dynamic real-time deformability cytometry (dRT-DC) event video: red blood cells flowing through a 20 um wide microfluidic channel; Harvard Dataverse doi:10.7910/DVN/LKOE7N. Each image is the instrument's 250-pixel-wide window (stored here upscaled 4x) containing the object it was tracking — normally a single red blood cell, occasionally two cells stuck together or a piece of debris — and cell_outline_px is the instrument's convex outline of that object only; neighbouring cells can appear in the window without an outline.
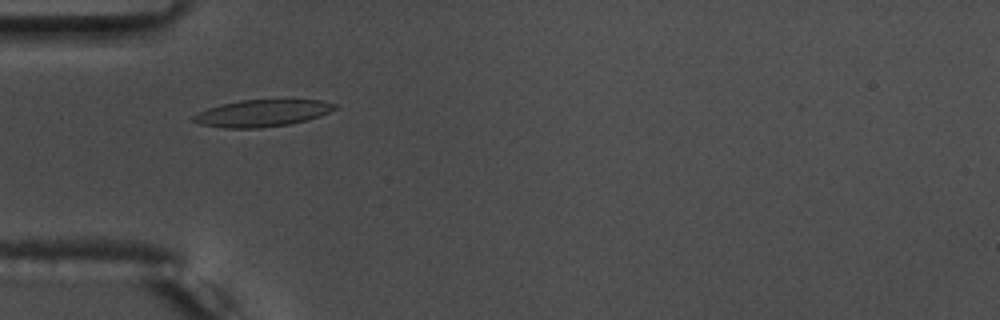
{"species": "common noctule bat (a hibernating species)", "species_latin": "Nyctalus noctula", "temperature_condition": "warm", "stored_images_in_passage": 52, "camera_frame_rate_fps": 3000, "um_per_image_px": 0.085, "animal": {"sex": "male", "body_mass_g": 17.5, "forearm_length_mm": 52.3}, "frame": {"image": 1, "passage_image": 15, "time_ms": 4.667, "image_size_px": [1000, 320], "cell_outline_px": [[336, 108], [320, 116], [308, 120], [288, 124], [260, 128], [224, 128], [200, 124], [192, 120], [192, 116], [196, 112], [208, 108], [240, 100], [320, 100], [336, 104]], "centroid_in_image_um": [22.26, 9.62], "position_along_channel_um": 62.7, "area_um2": 22.02}}
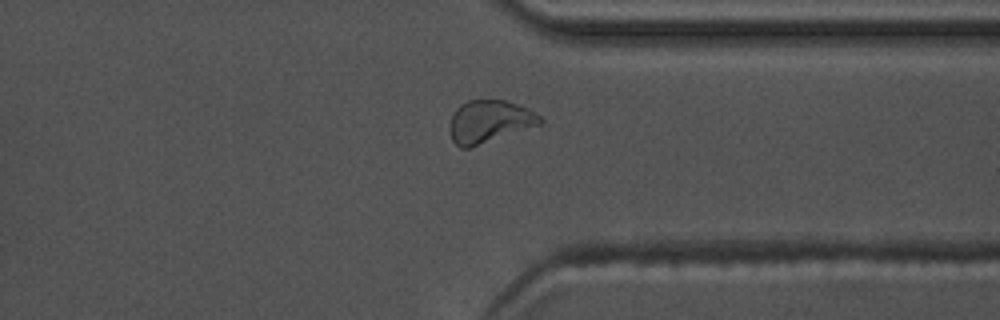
{"frame": {"image": 2, "passage_image": 40, "time_ms": 13.0, "image_size_px": [1000, 320], "cell_outline_px": [[544, 124], [472, 148], [460, 148], [452, 140], [448, 128], [452, 116], [456, 108], [460, 104], [468, 100], [504, 100], [528, 108], [540, 116], [544, 120]], "centroid_in_image_um": [41.61, 10.35], "position_along_channel_um": 369.8, "area_um2": 22.89}}
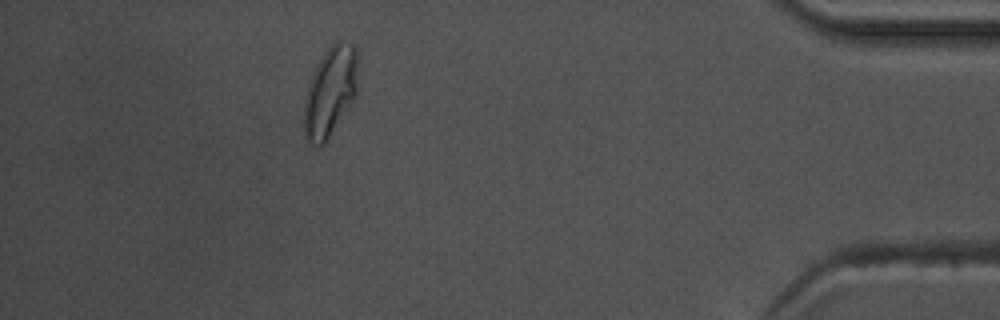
{"frame": {"image": 3, "passage_image": 47, "time_ms": 15.333, "image_size_px": [1000, 320], "cell_outline_px": [[356, 96], [324, 144], [320, 144], [308, 140], [304, 136], [304, 96], [308, 84], [324, 52], [336, 40], [340, 40], [352, 44], [356, 48]], "centroid_in_image_um": [28.05, 7.76], "position_along_channel_um": 407.1, "area_um2": 27.63}, "authors_computed_cell_mechanics": {"area_um2": 21.4149, "velocity_mm_per_s": 3.7252, "shape_relaxation_time_tau1_ms": 4.8301, "shape_relaxation_time_tau2_ms": 2.0603, "deformation_change_tau1": 0.1793, "deformation_change_tau2": 0.0902}}